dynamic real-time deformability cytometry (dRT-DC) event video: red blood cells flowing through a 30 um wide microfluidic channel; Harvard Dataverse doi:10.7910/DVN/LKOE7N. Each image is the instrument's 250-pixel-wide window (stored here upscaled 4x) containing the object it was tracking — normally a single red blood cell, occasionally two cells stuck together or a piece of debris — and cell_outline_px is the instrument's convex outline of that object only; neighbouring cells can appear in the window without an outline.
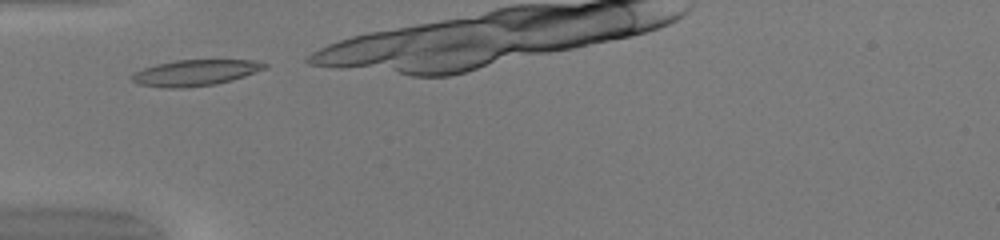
{"species": "common noctule bat (a hibernating species)", "species_latin": "Nyctalus noctula", "temperature_condition": "warm", "stored_images_in_passage": 15, "camera_frame_rate_fps": 3000, "um_per_image_px": 0.085, "animal": {"sex": "female", "body_mass_g": 20.0, "forearm_length_mm": 54.0}, "frame": {"image": 1, "passage_image": 1, "time_ms": 0.0, "image_size_px": [1000, 240], "cell_outline_px": [[268, 68], [232, 80], [216, 84], [184, 88], [160, 88], [136, 84], [132, 80], [132, 76], [136, 72], [144, 68], [156, 64], [176, 60], [256, 60], [268, 64]], "centroid_in_image_um": [16.61, 6.19], "position_along_channel_um": 68.4, "area_um2": 20.23}}